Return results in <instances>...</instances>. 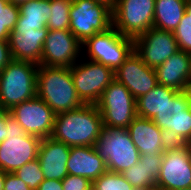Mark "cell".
I'll return each mask as SVG.
<instances>
[{
    "instance_id": "6da1fadb",
    "label": "cell",
    "mask_w": 191,
    "mask_h": 190,
    "mask_svg": "<svg viewBox=\"0 0 191 190\" xmlns=\"http://www.w3.org/2000/svg\"><path fill=\"white\" fill-rule=\"evenodd\" d=\"M103 127L97 106L83 104L74 110L56 114L51 138L70 147L95 146Z\"/></svg>"
},
{
    "instance_id": "7a4b0ae2",
    "label": "cell",
    "mask_w": 191,
    "mask_h": 190,
    "mask_svg": "<svg viewBox=\"0 0 191 190\" xmlns=\"http://www.w3.org/2000/svg\"><path fill=\"white\" fill-rule=\"evenodd\" d=\"M37 96L55 114L74 110L83 105L76 93L70 67L38 65Z\"/></svg>"
},
{
    "instance_id": "3957f363",
    "label": "cell",
    "mask_w": 191,
    "mask_h": 190,
    "mask_svg": "<svg viewBox=\"0 0 191 190\" xmlns=\"http://www.w3.org/2000/svg\"><path fill=\"white\" fill-rule=\"evenodd\" d=\"M37 70L36 63L12 60L0 71V110L10 111L37 95Z\"/></svg>"
},
{
    "instance_id": "277c9868",
    "label": "cell",
    "mask_w": 191,
    "mask_h": 190,
    "mask_svg": "<svg viewBox=\"0 0 191 190\" xmlns=\"http://www.w3.org/2000/svg\"><path fill=\"white\" fill-rule=\"evenodd\" d=\"M5 126L6 139L0 142V169L14 173L24 164L37 159L41 138L26 134L9 112L5 114Z\"/></svg>"
},
{
    "instance_id": "5b68a950",
    "label": "cell",
    "mask_w": 191,
    "mask_h": 190,
    "mask_svg": "<svg viewBox=\"0 0 191 190\" xmlns=\"http://www.w3.org/2000/svg\"><path fill=\"white\" fill-rule=\"evenodd\" d=\"M95 148L105 161L107 170L111 172L122 173L135 165L140 158L129 131L124 128L103 127Z\"/></svg>"
},
{
    "instance_id": "8992f818",
    "label": "cell",
    "mask_w": 191,
    "mask_h": 190,
    "mask_svg": "<svg viewBox=\"0 0 191 190\" xmlns=\"http://www.w3.org/2000/svg\"><path fill=\"white\" fill-rule=\"evenodd\" d=\"M152 121L170 143L191 144V89L178 92Z\"/></svg>"
},
{
    "instance_id": "52a82bcc",
    "label": "cell",
    "mask_w": 191,
    "mask_h": 190,
    "mask_svg": "<svg viewBox=\"0 0 191 190\" xmlns=\"http://www.w3.org/2000/svg\"><path fill=\"white\" fill-rule=\"evenodd\" d=\"M112 7L98 0H73L69 30L83 43L98 32L113 26Z\"/></svg>"
},
{
    "instance_id": "ba28073f",
    "label": "cell",
    "mask_w": 191,
    "mask_h": 190,
    "mask_svg": "<svg viewBox=\"0 0 191 190\" xmlns=\"http://www.w3.org/2000/svg\"><path fill=\"white\" fill-rule=\"evenodd\" d=\"M87 48L89 60L101 63L114 72L134 51V39L123 36L113 26L87 38L82 47Z\"/></svg>"
},
{
    "instance_id": "9c48e42d",
    "label": "cell",
    "mask_w": 191,
    "mask_h": 190,
    "mask_svg": "<svg viewBox=\"0 0 191 190\" xmlns=\"http://www.w3.org/2000/svg\"><path fill=\"white\" fill-rule=\"evenodd\" d=\"M96 106L102 115L104 127L127 129L137 117L136 99L116 79L105 88Z\"/></svg>"
},
{
    "instance_id": "30bf717a",
    "label": "cell",
    "mask_w": 191,
    "mask_h": 190,
    "mask_svg": "<svg viewBox=\"0 0 191 190\" xmlns=\"http://www.w3.org/2000/svg\"><path fill=\"white\" fill-rule=\"evenodd\" d=\"M155 0H116L112 8L113 27L133 38L153 27Z\"/></svg>"
},
{
    "instance_id": "8fae6325",
    "label": "cell",
    "mask_w": 191,
    "mask_h": 190,
    "mask_svg": "<svg viewBox=\"0 0 191 190\" xmlns=\"http://www.w3.org/2000/svg\"><path fill=\"white\" fill-rule=\"evenodd\" d=\"M82 63L76 62L70 67L73 84L83 104L96 105L105 88L115 79V74L101 63L91 60Z\"/></svg>"
},
{
    "instance_id": "7c38bea8",
    "label": "cell",
    "mask_w": 191,
    "mask_h": 190,
    "mask_svg": "<svg viewBox=\"0 0 191 190\" xmlns=\"http://www.w3.org/2000/svg\"><path fill=\"white\" fill-rule=\"evenodd\" d=\"M191 187V144L171 143L163 154L156 188L176 190Z\"/></svg>"
},
{
    "instance_id": "4fadbf2b",
    "label": "cell",
    "mask_w": 191,
    "mask_h": 190,
    "mask_svg": "<svg viewBox=\"0 0 191 190\" xmlns=\"http://www.w3.org/2000/svg\"><path fill=\"white\" fill-rule=\"evenodd\" d=\"M8 112L24 129L26 134L41 139L51 137L56 114L37 95L14 106Z\"/></svg>"
},
{
    "instance_id": "5bb4252c",
    "label": "cell",
    "mask_w": 191,
    "mask_h": 190,
    "mask_svg": "<svg viewBox=\"0 0 191 190\" xmlns=\"http://www.w3.org/2000/svg\"><path fill=\"white\" fill-rule=\"evenodd\" d=\"M178 50V43L172 31L152 27L134 39L135 53L147 66L154 69Z\"/></svg>"
},
{
    "instance_id": "9a60e30c",
    "label": "cell",
    "mask_w": 191,
    "mask_h": 190,
    "mask_svg": "<svg viewBox=\"0 0 191 190\" xmlns=\"http://www.w3.org/2000/svg\"><path fill=\"white\" fill-rule=\"evenodd\" d=\"M81 49L82 43L70 30H48L40 65L72 67L78 60Z\"/></svg>"
},
{
    "instance_id": "2e32d148",
    "label": "cell",
    "mask_w": 191,
    "mask_h": 190,
    "mask_svg": "<svg viewBox=\"0 0 191 190\" xmlns=\"http://www.w3.org/2000/svg\"><path fill=\"white\" fill-rule=\"evenodd\" d=\"M114 74L115 79L122 83L135 99L147 94L158 85L155 69L147 66L135 51Z\"/></svg>"
},
{
    "instance_id": "e0dca14e",
    "label": "cell",
    "mask_w": 191,
    "mask_h": 190,
    "mask_svg": "<svg viewBox=\"0 0 191 190\" xmlns=\"http://www.w3.org/2000/svg\"><path fill=\"white\" fill-rule=\"evenodd\" d=\"M47 32V27L35 29L29 26H15L8 39L12 59L40 65Z\"/></svg>"
},
{
    "instance_id": "ac0fdd59",
    "label": "cell",
    "mask_w": 191,
    "mask_h": 190,
    "mask_svg": "<svg viewBox=\"0 0 191 190\" xmlns=\"http://www.w3.org/2000/svg\"><path fill=\"white\" fill-rule=\"evenodd\" d=\"M127 130L140 155L164 154L166 148L171 144L163 130L151 119L137 116Z\"/></svg>"
},
{
    "instance_id": "d6986e66",
    "label": "cell",
    "mask_w": 191,
    "mask_h": 190,
    "mask_svg": "<svg viewBox=\"0 0 191 190\" xmlns=\"http://www.w3.org/2000/svg\"><path fill=\"white\" fill-rule=\"evenodd\" d=\"M158 84L178 92L191 89V54L178 50L155 68Z\"/></svg>"
},
{
    "instance_id": "ffe728a7",
    "label": "cell",
    "mask_w": 191,
    "mask_h": 190,
    "mask_svg": "<svg viewBox=\"0 0 191 190\" xmlns=\"http://www.w3.org/2000/svg\"><path fill=\"white\" fill-rule=\"evenodd\" d=\"M71 147L51 137L41 139L38 157L44 179L62 181L67 175V161Z\"/></svg>"
},
{
    "instance_id": "44dd1931",
    "label": "cell",
    "mask_w": 191,
    "mask_h": 190,
    "mask_svg": "<svg viewBox=\"0 0 191 190\" xmlns=\"http://www.w3.org/2000/svg\"><path fill=\"white\" fill-rule=\"evenodd\" d=\"M67 171L95 181L107 171L105 161L99 156L95 146L71 147L67 161Z\"/></svg>"
},
{
    "instance_id": "7402d4cb",
    "label": "cell",
    "mask_w": 191,
    "mask_h": 190,
    "mask_svg": "<svg viewBox=\"0 0 191 190\" xmlns=\"http://www.w3.org/2000/svg\"><path fill=\"white\" fill-rule=\"evenodd\" d=\"M162 159L163 154L140 155L139 161L129 169L123 171L121 175L134 188L155 189L160 174Z\"/></svg>"
},
{
    "instance_id": "603a6c76",
    "label": "cell",
    "mask_w": 191,
    "mask_h": 190,
    "mask_svg": "<svg viewBox=\"0 0 191 190\" xmlns=\"http://www.w3.org/2000/svg\"><path fill=\"white\" fill-rule=\"evenodd\" d=\"M187 0H155L153 27L174 32L182 19Z\"/></svg>"
},
{
    "instance_id": "cb8c5ba5",
    "label": "cell",
    "mask_w": 191,
    "mask_h": 190,
    "mask_svg": "<svg viewBox=\"0 0 191 190\" xmlns=\"http://www.w3.org/2000/svg\"><path fill=\"white\" fill-rule=\"evenodd\" d=\"M177 93L173 88L158 84L147 94L136 99L137 116L152 120Z\"/></svg>"
},
{
    "instance_id": "d4e9b609",
    "label": "cell",
    "mask_w": 191,
    "mask_h": 190,
    "mask_svg": "<svg viewBox=\"0 0 191 190\" xmlns=\"http://www.w3.org/2000/svg\"><path fill=\"white\" fill-rule=\"evenodd\" d=\"M50 0H32L19 5V17L15 26H29L35 29L46 27Z\"/></svg>"
},
{
    "instance_id": "484cf974",
    "label": "cell",
    "mask_w": 191,
    "mask_h": 190,
    "mask_svg": "<svg viewBox=\"0 0 191 190\" xmlns=\"http://www.w3.org/2000/svg\"><path fill=\"white\" fill-rule=\"evenodd\" d=\"M73 0H50L48 30H69L70 8Z\"/></svg>"
},
{
    "instance_id": "4316f807",
    "label": "cell",
    "mask_w": 191,
    "mask_h": 190,
    "mask_svg": "<svg viewBox=\"0 0 191 190\" xmlns=\"http://www.w3.org/2000/svg\"><path fill=\"white\" fill-rule=\"evenodd\" d=\"M19 17V6L8 0H0V40L9 39Z\"/></svg>"
},
{
    "instance_id": "83f0119b",
    "label": "cell",
    "mask_w": 191,
    "mask_h": 190,
    "mask_svg": "<svg viewBox=\"0 0 191 190\" xmlns=\"http://www.w3.org/2000/svg\"><path fill=\"white\" fill-rule=\"evenodd\" d=\"M121 173L106 171L92 182V190H133Z\"/></svg>"
},
{
    "instance_id": "f1b7e54d",
    "label": "cell",
    "mask_w": 191,
    "mask_h": 190,
    "mask_svg": "<svg viewBox=\"0 0 191 190\" xmlns=\"http://www.w3.org/2000/svg\"><path fill=\"white\" fill-rule=\"evenodd\" d=\"M13 174L26 183L31 190H37L38 186L44 181L43 172L38 159L24 164Z\"/></svg>"
},
{
    "instance_id": "f546056e",
    "label": "cell",
    "mask_w": 191,
    "mask_h": 190,
    "mask_svg": "<svg viewBox=\"0 0 191 190\" xmlns=\"http://www.w3.org/2000/svg\"><path fill=\"white\" fill-rule=\"evenodd\" d=\"M173 33L179 50L191 54V18L186 12Z\"/></svg>"
},
{
    "instance_id": "4dcf8cb0",
    "label": "cell",
    "mask_w": 191,
    "mask_h": 190,
    "mask_svg": "<svg viewBox=\"0 0 191 190\" xmlns=\"http://www.w3.org/2000/svg\"><path fill=\"white\" fill-rule=\"evenodd\" d=\"M61 182L63 190H92V182L79 175L68 174Z\"/></svg>"
},
{
    "instance_id": "1f68e13d",
    "label": "cell",
    "mask_w": 191,
    "mask_h": 190,
    "mask_svg": "<svg viewBox=\"0 0 191 190\" xmlns=\"http://www.w3.org/2000/svg\"><path fill=\"white\" fill-rule=\"evenodd\" d=\"M4 190H31L29 186L13 173H6Z\"/></svg>"
},
{
    "instance_id": "d6a6232c",
    "label": "cell",
    "mask_w": 191,
    "mask_h": 190,
    "mask_svg": "<svg viewBox=\"0 0 191 190\" xmlns=\"http://www.w3.org/2000/svg\"><path fill=\"white\" fill-rule=\"evenodd\" d=\"M11 51L7 40H0V71L12 61Z\"/></svg>"
},
{
    "instance_id": "836d02e7",
    "label": "cell",
    "mask_w": 191,
    "mask_h": 190,
    "mask_svg": "<svg viewBox=\"0 0 191 190\" xmlns=\"http://www.w3.org/2000/svg\"><path fill=\"white\" fill-rule=\"evenodd\" d=\"M37 190H63V186L60 180L44 179V181L38 186Z\"/></svg>"
},
{
    "instance_id": "e575fe53",
    "label": "cell",
    "mask_w": 191,
    "mask_h": 190,
    "mask_svg": "<svg viewBox=\"0 0 191 190\" xmlns=\"http://www.w3.org/2000/svg\"><path fill=\"white\" fill-rule=\"evenodd\" d=\"M8 111H3V110H0V142H2L3 140L6 139V133H7V129H6V126H5V114L7 113Z\"/></svg>"
},
{
    "instance_id": "d590c367",
    "label": "cell",
    "mask_w": 191,
    "mask_h": 190,
    "mask_svg": "<svg viewBox=\"0 0 191 190\" xmlns=\"http://www.w3.org/2000/svg\"><path fill=\"white\" fill-rule=\"evenodd\" d=\"M5 176H6V172L0 169V190H4Z\"/></svg>"
},
{
    "instance_id": "8d00e7d4",
    "label": "cell",
    "mask_w": 191,
    "mask_h": 190,
    "mask_svg": "<svg viewBox=\"0 0 191 190\" xmlns=\"http://www.w3.org/2000/svg\"><path fill=\"white\" fill-rule=\"evenodd\" d=\"M185 12L187 13L188 17L191 18V0L186 1V9Z\"/></svg>"
},
{
    "instance_id": "74e56055",
    "label": "cell",
    "mask_w": 191,
    "mask_h": 190,
    "mask_svg": "<svg viewBox=\"0 0 191 190\" xmlns=\"http://www.w3.org/2000/svg\"><path fill=\"white\" fill-rule=\"evenodd\" d=\"M99 2H104L106 4H108L109 6H111L112 8L114 7L116 0H98Z\"/></svg>"
},
{
    "instance_id": "f35d334b",
    "label": "cell",
    "mask_w": 191,
    "mask_h": 190,
    "mask_svg": "<svg viewBox=\"0 0 191 190\" xmlns=\"http://www.w3.org/2000/svg\"><path fill=\"white\" fill-rule=\"evenodd\" d=\"M32 0H18V6L25 3V2H30Z\"/></svg>"
},
{
    "instance_id": "ab89813d",
    "label": "cell",
    "mask_w": 191,
    "mask_h": 190,
    "mask_svg": "<svg viewBox=\"0 0 191 190\" xmlns=\"http://www.w3.org/2000/svg\"><path fill=\"white\" fill-rule=\"evenodd\" d=\"M133 190H151L149 188H134Z\"/></svg>"
},
{
    "instance_id": "60d3db41",
    "label": "cell",
    "mask_w": 191,
    "mask_h": 190,
    "mask_svg": "<svg viewBox=\"0 0 191 190\" xmlns=\"http://www.w3.org/2000/svg\"><path fill=\"white\" fill-rule=\"evenodd\" d=\"M9 2H13L15 3L16 5H18V0H8Z\"/></svg>"
},
{
    "instance_id": "b9f144b4",
    "label": "cell",
    "mask_w": 191,
    "mask_h": 190,
    "mask_svg": "<svg viewBox=\"0 0 191 190\" xmlns=\"http://www.w3.org/2000/svg\"><path fill=\"white\" fill-rule=\"evenodd\" d=\"M176 190H191V187H189V188H184V189H176Z\"/></svg>"
}]
</instances>
